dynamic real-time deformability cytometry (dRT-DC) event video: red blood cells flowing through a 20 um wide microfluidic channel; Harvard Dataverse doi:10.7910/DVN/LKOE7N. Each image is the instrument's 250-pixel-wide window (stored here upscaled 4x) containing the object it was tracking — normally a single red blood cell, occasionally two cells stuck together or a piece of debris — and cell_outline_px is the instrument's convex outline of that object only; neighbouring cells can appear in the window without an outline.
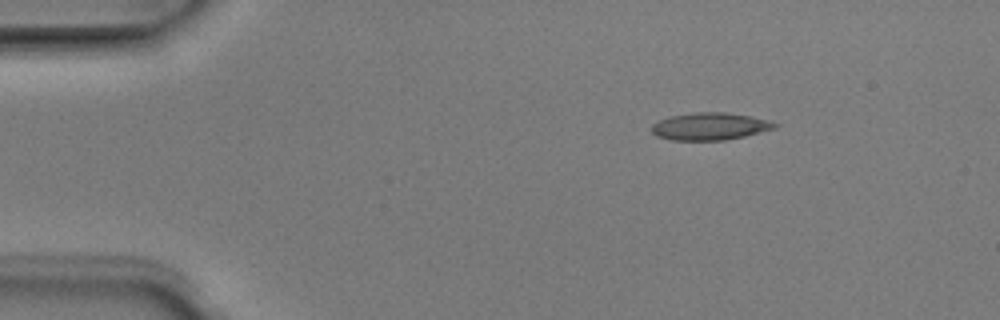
{"species": "Egyptian fruit bat (a non-hibernating species)", "species_latin": "Rousettus aegyptiacus", "temperature_condition": "room temperature", "stored_images_in_passage": 3, "camera_frame_rate_fps": 3000, "um_per_image_px": 0.085, "animal": {"sex": "male"}, "frame": {"image": 1, "passage_image": 1, "time_ms": 0.0, "image_size_px": [1000, 320], "cell_outline_px": [[780, 124], [776, 128], [744, 136], [724, 140], [672, 140], [656, 136], [652, 132], [652, 124], [668, 116], [692, 112], [724, 112], [748, 116], [768, 120]], "centroid_in_image_um": [60.32, 10.73], "position_along_channel_um": 24.7, "area_um2": 19.59}}